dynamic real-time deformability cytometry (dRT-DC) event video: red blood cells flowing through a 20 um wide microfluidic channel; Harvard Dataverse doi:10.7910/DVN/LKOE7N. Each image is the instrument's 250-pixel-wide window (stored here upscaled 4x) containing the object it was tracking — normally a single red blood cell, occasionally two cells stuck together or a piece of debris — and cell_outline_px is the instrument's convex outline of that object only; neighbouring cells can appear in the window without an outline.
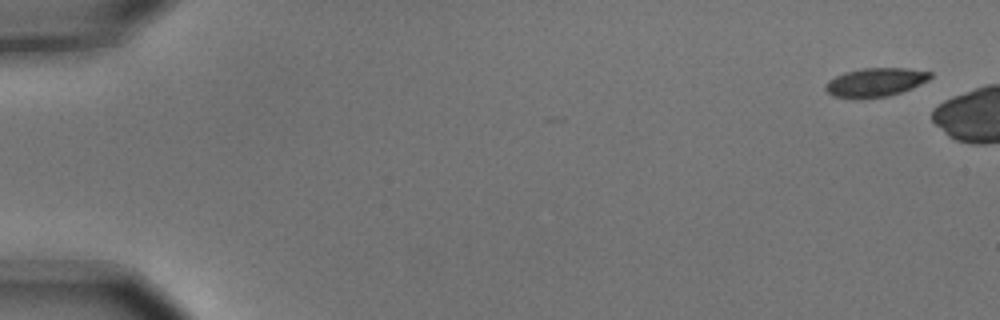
{"species": "common noctule bat (a hibernating species)", "species_latin": "Nyctalus noctula", "temperature_condition": "cold", "stored_images_in_passage": 6, "camera_frame_rate_fps": 3000, "um_per_image_px": 0.085, "animal": {"sex": "male", "body_mass_g": 15.6}, "frame": {"image": 1, "passage_image": 1, "time_ms": 0.0, "image_size_px": [1000, 320], "cell_outline_px": [[932, 76], [928, 80], [912, 88], [888, 96], [832, 96], [824, 88], [828, 80], [844, 72], [864, 68], [904, 68], [932, 72]], "centroid_in_image_um": [74.44, 6.95], "position_along_channel_um": 10.6, "area_um2": 16.94}}